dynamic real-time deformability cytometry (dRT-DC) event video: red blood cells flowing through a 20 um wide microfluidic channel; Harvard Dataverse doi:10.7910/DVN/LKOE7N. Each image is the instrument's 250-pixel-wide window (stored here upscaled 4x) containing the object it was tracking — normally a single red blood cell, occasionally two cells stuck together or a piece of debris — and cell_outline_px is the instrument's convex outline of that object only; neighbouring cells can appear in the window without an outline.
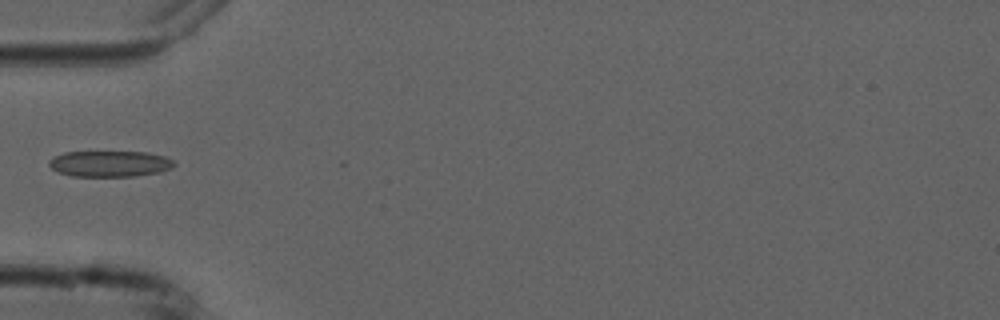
{"species": "common noctule bat (a hibernating species)", "species_latin": "Nyctalus noctula", "temperature_condition": "cold", "stored_images_in_passage": 6, "camera_frame_rate_fps": 3000, "um_per_image_px": 0.085, "animal": {"sex": "male", "forearm_length_mm": 52.5}, "frame": {"image": 1, "passage_image": 5, "time_ms": 5.333, "image_size_px": [1000, 320], "cell_outline_px": [[176, 164], [172, 168], [160, 172], [136, 176], [72, 176], [56, 172], [48, 164], [48, 160], [64, 152], [148, 152], [164, 156], [172, 160]], "centroid_in_image_um": [9.33, 13.92], "position_along_channel_um": 75.7, "area_um2": 19.02}}
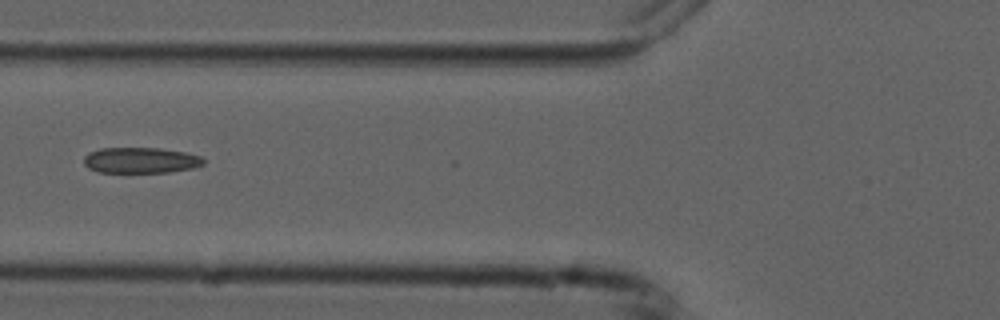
{"frame": {"image": 2, "passage_image": 6, "time_ms": 6.333, "image_size_px": [1000, 320], "cell_outline_px": [[204, 164], [192, 168], [168, 172], [96, 172], [88, 168], [84, 164], [84, 156], [88, 152], [100, 148], [160, 148], [184, 152], [200, 156], [204, 160]], "centroid_in_image_um": [11.91, 13.62], "position_along_channel_um": 113.9, "area_um2": 17.98}}